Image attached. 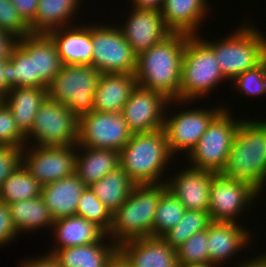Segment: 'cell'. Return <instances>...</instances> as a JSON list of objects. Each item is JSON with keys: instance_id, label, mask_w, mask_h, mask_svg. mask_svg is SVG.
Returning <instances> with one entry per match:
<instances>
[{"instance_id": "cell-1", "label": "cell", "mask_w": 266, "mask_h": 267, "mask_svg": "<svg viewBox=\"0 0 266 267\" xmlns=\"http://www.w3.org/2000/svg\"><path fill=\"white\" fill-rule=\"evenodd\" d=\"M186 34L172 33L137 56V85L179 100Z\"/></svg>"}, {"instance_id": "cell-2", "label": "cell", "mask_w": 266, "mask_h": 267, "mask_svg": "<svg viewBox=\"0 0 266 267\" xmlns=\"http://www.w3.org/2000/svg\"><path fill=\"white\" fill-rule=\"evenodd\" d=\"M221 174L260 192L266 182V121H240Z\"/></svg>"}, {"instance_id": "cell-3", "label": "cell", "mask_w": 266, "mask_h": 267, "mask_svg": "<svg viewBox=\"0 0 266 267\" xmlns=\"http://www.w3.org/2000/svg\"><path fill=\"white\" fill-rule=\"evenodd\" d=\"M171 157L163 128L132 134L119 152L120 167L136 185L166 183L160 178Z\"/></svg>"}, {"instance_id": "cell-4", "label": "cell", "mask_w": 266, "mask_h": 267, "mask_svg": "<svg viewBox=\"0 0 266 267\" xmlns=\"http://www.w3.org/2000/svg\"><path fill=\"white\" fill-rule=\"evenodd\" d=\"M166 188V183L136 185L112 215V226L107 234L109 239L119 246L133 239L153 237L156 209Z\"/></svg>"}, {"instance_id": "cell-5", "label": "cell", "mask_w": 266, "mask_h": 267, "mask_svg": "<svg viewBox=\"0 0 266 267\" xmlns=\"http://www.w3.org/2000/svg\"><path fill=\"white\" fill-rule=\"evenodd\" d=\"M214 51L197 35L186 34L185 51L182 61L179 100L174 103L202 98L224 79ZM213 87V88H212Z\"/></svg>"}, {"instance_id": "cell-6", "label": "cell", "mask_w": 266, "mask_h": 267, "mask_svg": "<svg viewBox=\"0 0 266 267\" xmlns=\"http://www.w3.org/2000/svg\"><path fill=\"white\" fill-rule=\"evenodd\" d=\"M243 25V26H242ZM228 37L214 42L203 41L214 51L225 79H233L256 67L266 58V37L252 24H242ZM250 26V27H249Z\"/></svg>"}, {"instance_id": "cell-7", "label": "cell", "mask_w": 266, "mask_h": 267, "mask_svg": "<svg viewBox=\"0 0 266 267\" xmlns=\"http://www.w3.org/2000/svg\"><path fill=\"white\" fill-rule=\"evenodd\" d=\"M101 74L91 65H63L48 85V97L68 106L80 118L93 111V97Z\"/></svg>"}, {"instance_id": "cell-8", "label": "cell", "mask_w": 266, "mask_h": 267, "mask_svg": "<svg viewBox=\"0 0 266 267\" xmlns=\"http://www.w3.org/2000/svg\"><path fill=\"white\" fill-rule=\"evenodd\" d=\"M226 108L210 122L196 147L188 155L192 167L221 174L227 164L232 143L241 120L232 119Z\"/></svg>"}, {"instance_id": "cell-9", "label": "cell", "mask_w": 266, "mask_h": 267, "mask_svg": "<svg viewBox=\"0 0 266 267\" xmlns=\"http://www.w3.org/2000/svg\"><path fill=\"white\" fill-rule=\"evenodd\" d=\"M79 118L72 110L47 97L38 109L34 124L25 136L26 145L29 137L39 146H69L78 143Z\"/></svg>"}, {"instance_id": "cell-10", "label": "cell", "mask_w": 266, "mask_h": 267, "mask_svg": "<svg viewBox=\"0 0 266 267\" xmlns=\"http://www.w3.org/2000/svg\"><path fill=\"white\" fill-rule=\"evenodd\" d=\"M103 25H92V66L102 74H135L137 55L121 30L117 26Z\"/></svg>"}, {"instance_id": "cell-11", "label": "cell", "mask_w": 266, "mask_h": 267, "mask_svg": "<svg viewBox=\"0 0 266 267\" xmlns=\"http://www.w3.org/2000/svg\"><path fill=\"white\" fill-rule=\"evenodd\" d=\"M132 134L121 113L93 110L79 118L77 144L120 152Z\"/></svg>"}, {"instance_id": "cell-12", "label": "cell", "mask_w": 266, "mask_h": 267, "mask_svg": "<svg viewBox=\"0 0 266 267\" xmlns=\"http://www.w3.org/2000/svg\"><path fill=\"white\" fill-rule=\"evenodd\" d=\"M75 149H77V145H35L30 150L31 152H27L26 146L22 150V164L43 186L75 173L78 153Z\"/></svg>"}, {"instance_id": "cell-13", "label": "cell", "mask_w": 266, "mask_h": 267, "mask_svg": "<svg viewBox=\"0 0 266 267\" xmlns=\"http://www.w3.org/2000/svg\"><path fill=\"white\" fill-rule=\"evenodd\" d=\"M259 192L244 181L215 174L210 187L208 212L212 221L236 222L238 213L250 207ZM249 207H246V206Z\"/></svg>"}, {"instance_id": "cell-14", "label": "cell", "mask_w": 266, "mask_h": 267, "mask_svg": "<svg viewBox=\"0 0 266 267\" xmlns=\"http://www.w3.org/2000/svg\"><path fill=\"white\" fill-rule=\"evenodd\" d=\"M191 109L179 111L170 118L164 115L163 130L165 132L168 148L172 155L180 151L186 152V156L196 147L201 136L206 132L212 119L223 109ZM214 109V110H213ZM180 150V151H179Z\"/></svg>"}, {"instance_id": "cell-15", "label": "cell", "mask_w": 266, "mask_h": 267, "mask_svg": "<svg viewBox=\"0 0 266 267\" xmlns=\"http://www.w3.org/2000/svg\"><path fill=\"white\" fill-rule=\"evenodd\" d=\"M171 103L172 100L160 92L137 85L124 104L121 115L133 134L150 132L163 128L164 109Z\"/></svg>"}, {"instance_id": "cell-16", "label": "cell", "mask_w": 266, "mask_h": 267, "mask_svg": "<svg viewBox=\"0 0 266 267\" xmlns=\"http://www.w3.org/2000/svg\"><path fill=\"white\" fill-rule=\"evenodd\" d=\"M132 9L125 25L119 29L137 56L173 33L165 24L161 11Z\"/></svg>"}, {"instance_id": "cell-17", "label": "cell", "mask_w": 266, "mask_h": 267, "mask_svg": "<svg viewBox=\"0 0 266 267\" xmlns=\"http://www.w3.org/2000/svg\"><path fill=\"white\" fill-rule=\"evenodd\" d=\"M166 186L186 210L208 212L210 187L215 173L191 167L175 174Z\"/></svg>"}, {"instance_id": "cell-18", "label": "cell", "mask_w": 266, "mask_h": 267, "mask_svg": "<svg viewBox=\"0 0 266 267\" xmlns=\"http://www.w3.org/2000/svg\"><path fill=\"white\" fill-rule=\"evenodd\" d=\"M118 252L131 267H178L176 249L161 237H143L124 242Z\"/></svg>"}, {"instance_id": "cell-19", "label": "cell", "mask_w": 266, "mask_h": 267, "mask_svg": "<svg viewBox=\"0 0 266 267\" xmlns=\"http://www.w3.org/2000/svg\"><path fill=\"white\" fill-rule=\"evenodd\" d=\"M59 30V31H58ZM63 65L92 66V26H65L47 33Z\"/></svg>"}, {"instance_id": "cell-20", "label": "cell", "mask_w": 266, "mask_h": 267, "mask_svg": "<svg viewBox=\"0 0 266 267\" xmlns=\"http://www.w3.org/2000/svg\"><path fill=\"white\" fill-rule=\"evenodd\" d=\"M136 86L135 74H101L93 97V110L121 113Z\"/></svg>"}, {"instance_id": "cell-21", "label": "cell", "mask_w": 266, "mask_h": 267, "mask_svg": "<svg viewBox=\"0 0 266 267\" xmlns=\"http://www.w3.org/2000/svg\"><path fill=\"white\" fill-rule=\"evenodd\" d=\"M86 185L74 173L42 186L41 196L54 220L76 215Z\"/></svg>"}, {"instance_id": "cell-22", "label": "cell", "mask_w": 266, "mask_h": 267, "mask_svg": "<svg viewBox=\"0 0 266 267\" xmlns=\"http://www.w3.org/2000/svg\"><path fill=\"white\" fill-rule=\"evenodd\" d=\"M209 262L222 264L250 241L247 229L237 222L212 221L207 228Z\"/></svg>"}, {"instance_id": "cell-23", "label": "cell", "mask_w": 266, "mask_h": 267, "mask_svg": "<svg viewBox=\"0 0 266 267\" xmlns=\"http://www.w3.org/2000/svg\"><path fill=\"white\" fill-rule=\"evenodd\" d=\"M84 246L66 247L56 250L52 256L58 267H107L108 263L118 253V245L114 242L105 244L103 239Z\"/></svg>"}, {"instance_id": "cell-24", "label": "cell", "mask_w": 266, "mask_h": 267, "mask_svg": "<svg viewBox=\"0 0 266 267\" xmlns=\"http://www.w3.org/2000/svg\"><path fill=\"white\" fill-rule=\"evenodd\" d=\"M17 44L29 56H34L35 75L49 85L63 66L51 38L47 34L32 33L17 39Z\"/></svg>"}, {"instance_id": "cell-25", "label": "cell", "mask_w": 266, "mask_h": 267, "mask_svg": "<svg viewBox=\"0 0 266 267\" xmlns=\"http://www.w3.org/2000/svg\"><path fill=\"white\" fill-rule=\"evenodd\" d=\"M207 9L206 0H166L161 13L173 33L192 36L196 35Z\"/></svg>"}, {"instance_id": "cell-26", "label": "cell", "mask_w": 266, "mask_h": 267, "mask_svg": "<svg viewBox=\"0 0 266 267\" xmlns=\"http://www.w3.org/2000/svg\"><path fill=\"white\" fill-rule=\"evenodd\" d=\"M48 87L11 88L4 102L11 109L19 130L26 136L34 124L35 115L48 97Z\"/></svg>"}, {"instance_id": "cell-27", "label": "cell", "mask_w": 266, "mask_h": 267, "mask_svg": "<svg viewBox=\"0 0 266 267\" xmlns=\"http://www.w3.org/2000/svg\"><path fill=\"white\" fill-rule=\"evenodd\" d=\"M52 228L55 230L56 246L49 254L66 247L84 246L100 241L106 233L93 222L85 218L72 215L54 220Z\"/></svg>"}, {"instance_id": "cell-28", "label": "cell", "mask_w": 266, "mask_h": 267, "mask_svg": "<svg viewBox=\"0 0 266 267\" xmlns=\"http://www.w3.org/2000/svg\"><path fill=\"white\" fill-rule=\"evenodd\" d=\"M76 150L83 151V154H77L75 174L86 186L120 167L119 151L114 149L89 148L77 144Z\"/></svg>"}, {"instance_id": "cell-29", "label": "cell", "mask_w": 266, "mask_h": 267, "mask_svg": "<svg viewBox=\"0 0 266 267\" xmlns=\"http://www.w3.org/2000/svg\"><path fill=\"white\" fill-rule=\"evenodd\" d=\"M135 186V182L129 175L118 167L92 183L89 188L113 215L124 204Z\"/></svg>"}, {"instance_id": "cell-30", "label": "cell", "mask_w": 266, "mask_h": 267, "mask_svg": "<svg viewBox=\"0 0 266 267\" xmlns=\"http://www.w3.org/2000/svg\"><path fill=\"white\" fill-rule=\"evenodd\" d=\"M80 1L82 0H39L35 20L30 25L31 32L47 34L54 29L68 26V21L76 13Z\"/></svg>"}, {"instance_id": "cell-31", "label": "cell", "mask_w": 266, "mask_h": 267, "mask_svg": "<svg viewBox=\"0 0 266 267\" xmlns=\"http://www.w3.org/2000/svg\"><path fill=\"white\" fill-rule=\"evenodd\" d=\"M11 219L17 232L52 227L54 219L42 196L8 204Z\"/></svg>"}, {"instance_id": "cell-32", "label": "cell", "mask_w": 266, "mask_h": 267, "mask_svg": "<svg viewBox=\"0 0 266 267\" xmlns=\"http://www.w3.org/2000/svg\"><path fill=\"white\" fill-rule=\"evenodd\" d=\"M4 75L7 86L14 87H48V85L35 75L34 56H29L18 44L10 54L5 64Z\"/></svg>"}, {"instance_id": "cell-33", "label": "cell", "mask_w": 266, "mask_h": 267, "mask_svg": "<svg viewBox=\"0 0 266 267\" xmlns=\"http://www.w3.org/2000/svg\"><path fill=\"white\" fill-rule=\"evenodd\" d=\"M42 185L20 164L3 182L0 201L6 204L41 196Z\"/></svg>"}, {"instance_id": "cell-34", "label": "cell", "mask_w": 266, "mask_h": 267, "mask_svg": "<svg viewBox=\"0 0 266 267\" xmlns=\"http://www.w3.org/2000/svg\"><path fill=\"white\" fill-rule=\"evenodd\" d=\"M212 223L209 212L186 210L175 227L161 238L173 249H177L195 233L204 231Z\"/></svg>"}, {"instance_id": "cell-35", "label": "cell", "mask_w": 266, "mask_h": 267, "mask_svg": "<svg viewBox=\"0 0 266 267\" xmlns=\"http://www.w3.org/2000/svg\"><path fill=\"white\" fill-rule=\"evenodd\" d=\"M186 209L181 201L166 188L160 195L156 209L153 237H162L182 219Z\"/></svg>"}, {"instance_id": "cell-36", "label": "cell", "mask_w": 266, "mask_h": 267, "mask_svg": "<svg viewBox=\"0 0 266 267\" xmlns=\"http://www.w3.org/2000/svg\"><path fill=\"white\" fill-rule=\"evenodd\" d=\"M76 215L93 222L106 234H108L111 229L112 214L96 197L95 193L89 188V186H86L83 190L80 201L78 202Z\"/></svg>"}, {"instance_id": "cell-37", "label": "cell", "mask_w": 266, "mask_h": 267, "mask_svg": "<svg viewBox=\"0 0 266 267\" xmlns=\"http://www.w3.org/2000/svg\"><path fill=\"white\" fill-rule=\"evenodd\" d=\"M208 232L195 233L176 249L178 265L209 262Z\"/></svg>"}, {"instance_id": "cell-38", "label": "cell", "mask_w": 266, "mask_h": 267, "mask_svg": "<svg viewBox=\"0 0 266 267\" xmlns=\"http://www.w3.org/2000/svg\"><path fill=\"white\" fill-rule=\"evenodd\" d=\"M234 84L240 93L259 96L266 93V58L256 67L236 76Z\"/></svg>"}, {"instance_id": "cell-39", "label": "cell", "mask_w": 266, "mask_h": 267, "mask_svg": "<svg viewBox=\"0 0 266 267\" xmlns=\"http://www.w3.org/2000/svg\"><path fill=\"white\" fill-rule=\"evenodd\" d=\"M0 30L16 39L32 34L30 26L20 16L11 0H0Z\"/></svg>"}, {"instance_id": "cell-40", "label": "cell", "mask_w": 266, "mask_h": 267, "mask_svg": "<svg viewBox=\"0 0 266 267\" xmlns=\"http://www.w3.org/2000/svg\"><path fill=\"white\" fill-rule=\"evenodd\" d=\"M0 146H26L25 135L19 130L11 109L4 101L0 105Z\"/></svg>"}, {"instance_id": "cell-41", "label": "cell", "mask_w": 266, "mask_h": 267, "mask_svg": "<svg viewBox=\"0 0 266 267\" xmlns=\"http://www.w3.org/2000/svg\"><path fill=\"white\" fill-rule=\"evenodd\" d=\"M23 148L0 146V188L3 182L22 164Z\"/></svg>"}, {"instance_id": "cell-42", "label": "cell", "mask_w": 266, "mask_h": 267, "mask_svg": "<svg viewBox=\"0 0 266 267\" xmlns=\"http://www.w3.org/2000/svg\"><path fill=\"white\" fill-rule=\"evenodd\" d=\"M17 234L19 235L13 225L8 204L0 201V245L13 241Z\"/></svg>"}, {"instance_id": "cell-43", "label": "cell", "mask_w": 266, "mask_h": 267, "mask_svg": "<svg viewBox=\"0 0 266 267\" xmlns=\"http://www.w3.org/2000/svg\"><path fill=\"white\" fill-rule=\"evenodd\" d=\"M39 0H11V3L18 10L23 20L30 26L38 10Z\"/></svg>"}, {"instance_id": "cell-44", "label": "cell", "mask_w": 266, "mask_h": 267, "mask_svg": "<svg viewBox=\"0 0 266 267\" xmlns=\"http://www.w3.org/2000/svg\"><path fill=\"white\" fill-rule=\"evenodd\" d=\"M17 44V39L11 34L0 30V60L9 59L13 47Z\"/></svg>"}, {"instance_id": "cell-45", "label": "cell", "mask_w": 266, "mask_h": 267, "mask_svg": "<svg viewBox=\"0 0 266 267\" xmlns=\"http://www.w3.org/2000/svg\"><path fill=\"white\" fill-rule=\"evenodd\" d=\"M20 267H58V264L51 254H46L44 257L22 262Z\"/></svg>"}, {"instance_id": "cell-46", "label": "cell", "mask_w": 266, "mask_h": 267, "mask_svg": "<svg viewBox=\"0 0 266 267\" xmlns=\"http://www.w3.org/2000/svg\"><path fill=\"white\" fill-rule=\"evenodd\" d=\"M133 8L161 11L166 0H132Z\"/></svg>"}, {"instance_id": "cell-47", "label": "cell", "mask_w": 266, "mask_h": 267, "mask_svg": "<svg viewBox=\"0 0 266 267\" xmlns=\"http://www.w3.org/2000/svg\"><path fill=\"white\" fill-rule=\"evenodd\" d=\"M9 61V59L6 60H0V97L4 100L5 97L8 95L10 88L7 86L5 75H4V68L5 64Z\"/></svg>"}, {"instance_id": "cell-48", "label": "cell", "mask_w": 266, "mask_h": 267, "mask_svg": "<svg viewBox=\"0 0 266 267\" xmlns=\"http://www.w3.org/2000/svg\"><path fill=\"white\" fill-rule=\"evenodd\" d=\"M107 267H131L125 258L118 252L112 260L108 263Z\"/></svg>"}, {"instance_id": "cell-49", "label": "cell", "mask_w": 266, "mask_h": 267, "mask_svg": "<svg viewBox=\"0 0 266 267\" xmlns=\"http://www.w3.org/2000/svg\"><path fill=\"white\" fill-rule=\"evenodd\" d=\"M214 263L211 262H202V263H191V264H184L178 265V267H215Z\"/></svg>"}, {"instance_id": "cell-50", "label": "cell", "mask_w": 266, "mask_h": 267, "mask_svg": "<svg viewBox=\"0 0 266 267\" xmlns=\"http://www.w3.org/2000/svg\"><path fill=\"white\" fill-rule=\"evenodd\" d=\"M252 260L259 266V267H266V254L258 256L256 258H252Z\"/></svg>"}, {"instance_id": "cell-51", "label": "cell", "mask_w": 266, "mask_h": 267, "mask_svg": "<svg viewBox=\"0 0 266 267\" xmlns=\"http://www.w3.org/2000/svg\"><path fill=\"white\" fill-rule=\"evenodd\" d=\"M246 261V262H245ZM243 261L240 265V267H259L253 260L249 259V262L247 260Z\"/></svg>"}, {"instance_id": "cell-52", "label": "cell", "mask_w": 266, "mask_h": 267, "mask_svg": "<svg viewBox=\"0 0 266 267\" xmlns=\"http://www.w3.org/2000/svg\"><path fill=\"white\" fill-rule=\"evenodd\" d=\"M3 101H4V100L0 97V105L3 103Z\"/></svg>"}]
</instances>
